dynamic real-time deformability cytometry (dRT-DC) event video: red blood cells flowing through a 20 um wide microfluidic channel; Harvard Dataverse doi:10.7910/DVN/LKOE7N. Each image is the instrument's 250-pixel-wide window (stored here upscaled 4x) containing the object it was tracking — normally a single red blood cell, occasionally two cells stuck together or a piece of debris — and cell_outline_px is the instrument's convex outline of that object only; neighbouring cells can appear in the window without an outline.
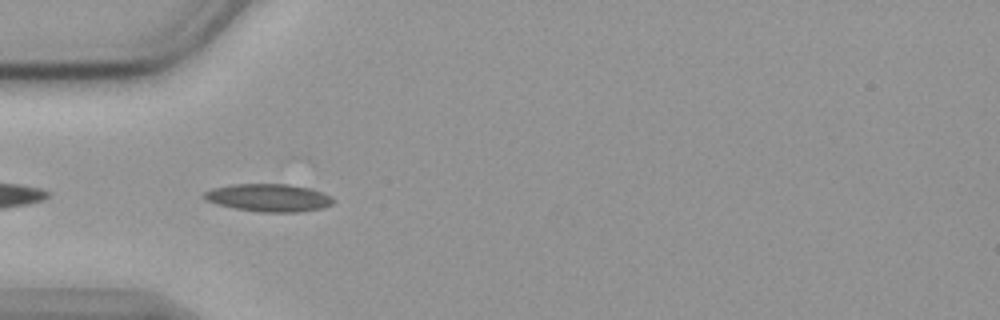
{"species": "common noctule bat (a hibernating species)", "species_latin": "Nyctalus noctula", "temperature_condition": "cold", "stored_images_in_passage": 24, "camera_frame_rate_fps": 3000, "um_per_image_px": 0.085, "animal": {"sex": "female", "body_mass_g": 19.9}, "frame": {"image": 1, "passage_image": 3, "time_ms": 0.667, "image_size_px": [1000, 320], "cell_outline_px": [[336, 200], [332, 204], [320, 208], [296, 212], [260, 212], [236, 208], [216, 204], [200, 196], [204, 192], [212, 188], [232, 184], [288, 184], [312, 188], [332, 196]], "centroid_in_image_um": [22.85, 16.79], "position_along_channel_um": 62.2, "area_um2": 20.92}}
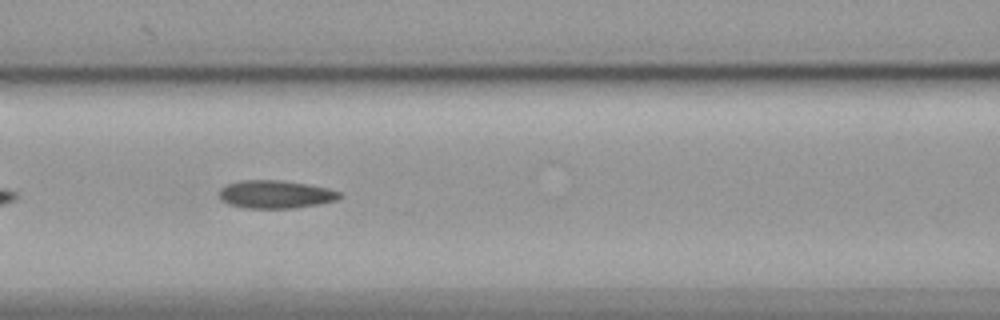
{"frame": {"image": 2, "passage_image": 10, "time_ms": 3.0, "image_size_px": [1000, 320], "cell_outline_px": [[344, 196], [336, 200], [320, 204], [292, 208], [244, 208], [228, 204], [220, 200], [220, 188], [228, 184], [240, 180], [280, 180], [308, 184], [328, 188], [340, 192]], "centroid_in_image_um": [23.43, 16.52], "position_along_channel_um": 143.2, "area_um2": 19.77}}
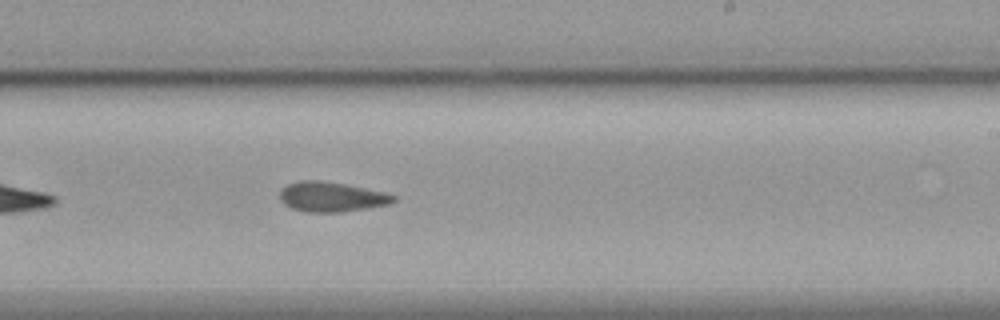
{"frame": {"image": 3, "passage_image": 20, "time_ms": 6.333, "image_size_px": [1000, 320], "cell_outline_px": [[396, 200], [388, 204], [368, 208], [340, 212], [308, 212], [292, 208], [284, 204], [280, 200], [280, 192], [288, 184], [300, 180], [320, 180], [344, 184], [384, 192], [396, 196]], "centroid_in_image_um": [28.17, 16.73], "position_along_channel_um": 260.8, "area_um2": 19.59}}